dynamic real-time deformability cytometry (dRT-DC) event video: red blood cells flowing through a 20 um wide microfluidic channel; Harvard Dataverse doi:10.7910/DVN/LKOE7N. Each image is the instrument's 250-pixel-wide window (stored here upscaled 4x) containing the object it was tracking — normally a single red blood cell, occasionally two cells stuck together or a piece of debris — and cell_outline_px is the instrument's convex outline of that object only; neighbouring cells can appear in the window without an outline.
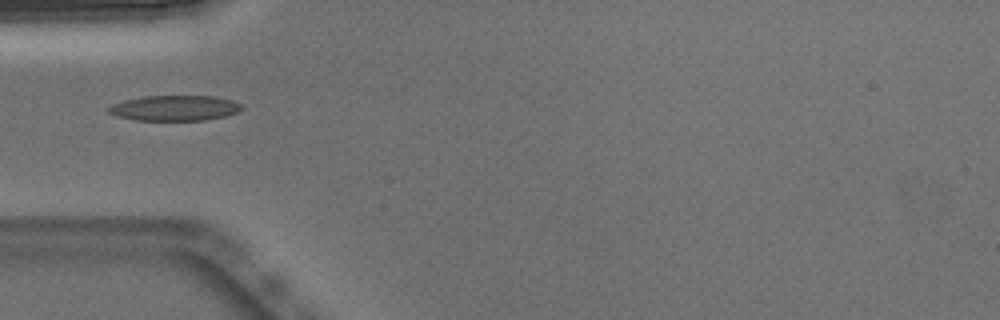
{"species": "Egyptian fruit bat (a non-hibernating species)", "species_latin": "Rousettus aegyptiacus", "temperature_condition": "warm", "stored_images_in_passage": 4, "camera_frame_rate_fps": 3000, "um_per_image_px": 0.085, "animal": {"sex": "male"}, "frame": {"image": 1, "passage_image": 1, "time_ms": 0.0, "image_size_px": [1000, 320], "cell_outline_px": [[244, 108], [240, 112], [224, 116], [204, 120], [136, 120], [116, 116], [108, 112], [108, 108], [112, 104], [124, 100], [144, 96], [212, 96], [232, 100], [240, 104]], "centroid_in_image_um": [14.85, 9.18], "position_along_channel_um": 70.1, "area_um2": 19.65}}